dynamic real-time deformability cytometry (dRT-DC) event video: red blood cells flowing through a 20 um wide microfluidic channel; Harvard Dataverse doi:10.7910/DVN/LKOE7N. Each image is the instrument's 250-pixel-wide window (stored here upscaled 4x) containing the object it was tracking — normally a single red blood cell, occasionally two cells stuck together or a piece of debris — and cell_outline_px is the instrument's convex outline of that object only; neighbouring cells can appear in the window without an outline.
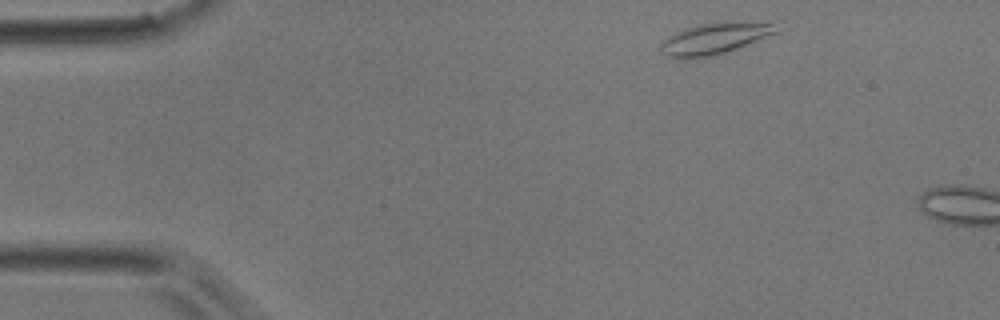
{"species": "common noctule bat (a hibernating species)", "species_latin": "Nyctalus noctula", "temperature_condition": "room temperature", "stored_images_in_passage": 2, "camera_frame_rate_fps": 3000, "um_per_image_px": 0.085, "animal": {"sex": "male", "body_mass_g": 17.9}, "frame": {"image": 1, "passage_image": 1, "time_ms": 0.0, "image_size_px": [1000, 320], "cell_outline_px": [[780, 32], [740, 48], [712, 56], [684, 60], [664, 56], [660, 52], [660, 44], [668, 36], [684, 28], [696, 24], [732, 20], [776, 20]], "centroid_in_image_um": [60.86, 3.23], "position_along_channel_um": 24.1, "area_um2": 22.66}}